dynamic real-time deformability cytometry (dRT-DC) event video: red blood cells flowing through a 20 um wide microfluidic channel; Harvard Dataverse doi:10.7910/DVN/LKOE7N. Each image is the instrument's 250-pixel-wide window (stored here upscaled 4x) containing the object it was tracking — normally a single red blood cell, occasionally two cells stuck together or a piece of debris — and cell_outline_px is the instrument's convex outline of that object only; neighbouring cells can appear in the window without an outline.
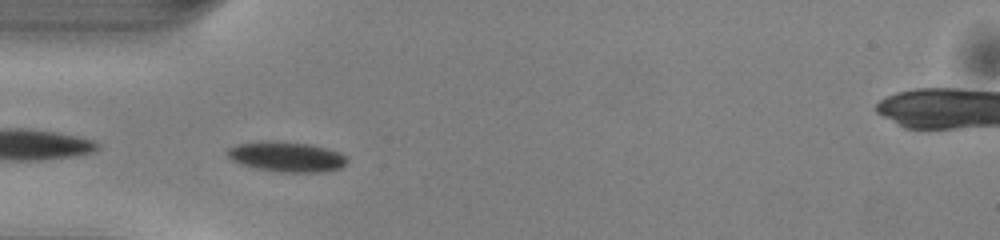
{"species": "common noctule bat (a hibernating species)", "species_latin": "Nyctalus noctula", "temperature_condition": "warm", "stored_images_in_passage": 36, "camera_frame_rate_fps": 3000, "um_per_image_px": 0.085, "animal": {"sex": "male", "body_mass_g": 13.0, "forearm_length_mm": 53.1}, "frame": {"image": 1, "passage_image": 1, "time_ms": 0.0, "image_size_px": [1000, 240], "cell_outline_px": [[348, 160], [340, 168], [324, 172], [280, 172], [256, 168], [240, 164], [232, 160], [224, 152], [228, 148], [236, 144], [276, 140], [312, 144], [340, 152], [348, 156]], "centroid_in_image_um": [24.37, 13.31], "position_along_channel_um": 60.6, "area_um2": 21.27}}
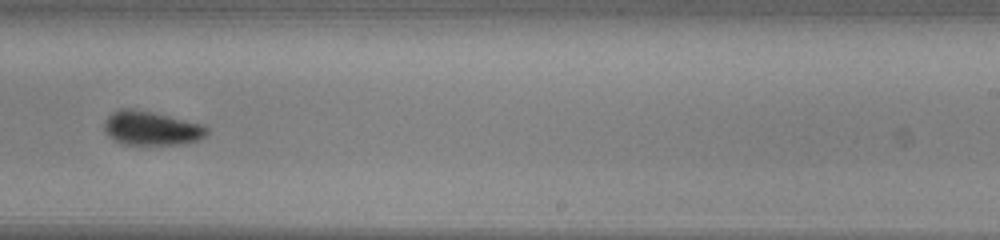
{"frame": {"image": 2, "passage_image": 17, "time_ms": 5.333, "image_size_px": [1000, 240], "cell_outline_px": [[208, 132], [200, 140], [184, 144], [120, 144], [108, 136], [104, 132], [104, 120], [112, 112], [120, 108], [132, 108], [152, 112], [200, 124], [208, 128]], "centroid_in_image_um": [12.81, 10.9], "position_along_channel_um": 276.2, "area_um2": 20.35}}
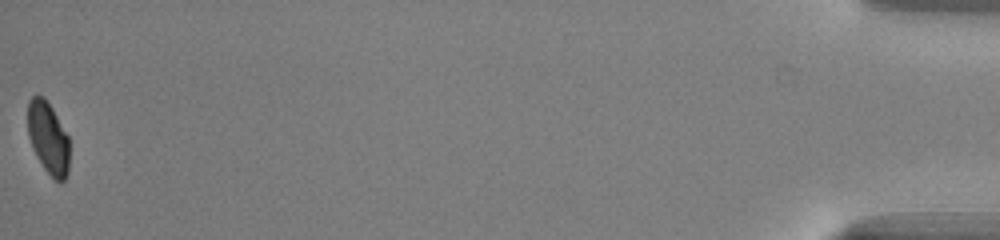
{"frame": {"image": 3, "passage_image": 36, "time_ms": 11.667, "image_size_px": [1000, 240], "cell_outline_px": [[68, 172], [64, 180], [60, 184], [44, 168], [36, 156], [32, 148], [28, 136], [28, 100], [32, 96], [44, 96], [52, 108], [68, 136]], "centroid_in_image_um": [4.08, 11.72], "position_along_channel_um": 431.1, "area_um2": 17.4}, "authors_computed_cell_mechanics": {"area_um2": 20.1433, "velocity_mm_per_s": 4.0932, "shape_relaxation_time_tau1_ms": 2.2778, "shape_relaxation_time_tau2_ms": 2.9394, "deformation_change_tau1": 0.1075, "deformation_change_tau2": 0.0685}}